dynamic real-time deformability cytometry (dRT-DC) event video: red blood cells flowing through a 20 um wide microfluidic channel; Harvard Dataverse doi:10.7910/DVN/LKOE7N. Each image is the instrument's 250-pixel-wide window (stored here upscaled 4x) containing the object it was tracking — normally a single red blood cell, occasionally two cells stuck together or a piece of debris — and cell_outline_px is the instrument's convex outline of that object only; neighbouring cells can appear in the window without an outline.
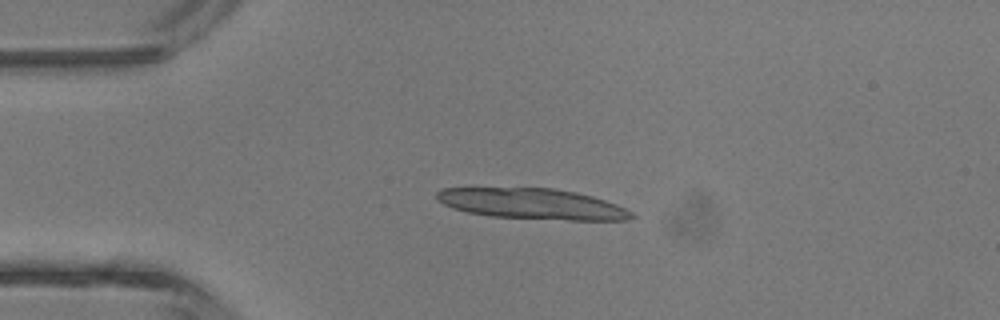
{"species": "common noctule bat (a hibernating species)", "species_latin": "Nyctalus noctula", "temperature_condition": "room temperature", "stored_images_in_passage": 4, "camera_frame_rate_fps": 3000, "um_per_image_px": 0.085, "animal": {"sex": "male", "body_mass_g": 13.3}, "frame": {"image": 1, "passage_image": 2, "time_ms": 2.333, "image_size_px": [1000, 320], "cell_outline_px": [[636, 216], [628, 220], [568, 220], [492, 216], [468, 212], [452, 208], [436, 200], [436, 192], [444, 188], [552, 188], [576, 192], [592, 196], [616, 204], [632, 212]], "centroid_in_image_um": [45.25, 17.32], "position_along_channel_um": 39.8, "area_um2": 34.68}}